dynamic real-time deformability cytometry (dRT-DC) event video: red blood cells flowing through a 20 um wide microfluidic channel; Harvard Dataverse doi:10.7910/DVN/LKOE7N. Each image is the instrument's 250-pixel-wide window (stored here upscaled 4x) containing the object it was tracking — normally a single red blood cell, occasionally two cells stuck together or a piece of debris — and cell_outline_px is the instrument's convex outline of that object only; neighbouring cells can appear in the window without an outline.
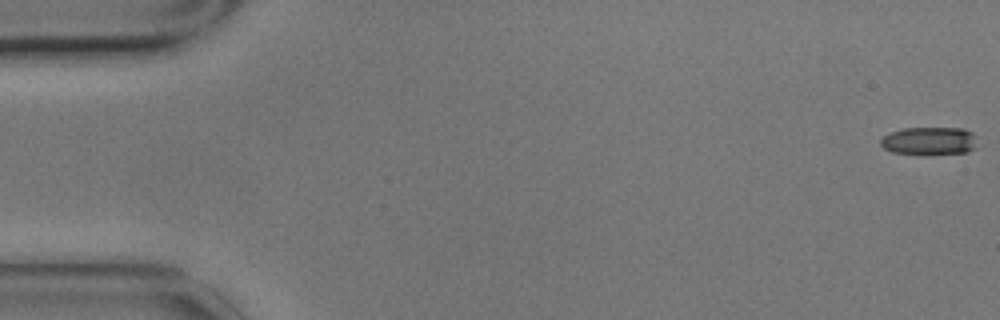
{"species": "common noctule bat (a hibernating species)", "species_latin": "Nyctalus noctula", "temperature_condition": "cold", "stored_images_in_passage": 6, "camera_frame_rate_fps": 3000, "um_per_image_px": 0.085, "animal": {"sex": "male", "body_mass_g": 17.9}, "frame": {"image": 1, "passage_image": 1, "time_ms": 0.0, "image_size_px": [1000, 320], "cell_outline_px": [[980, 144], [976, 148], [968, 152], [892, 152], [884, 148], [880, 144], [880, 140], [884, 136], [892, 132], [904, 128], [964, 128], [972, 132]], "centroid_in_image_um": [79.07, 11.94], "position_along_channel_um": 5.9, "area_um2": 15.26}}
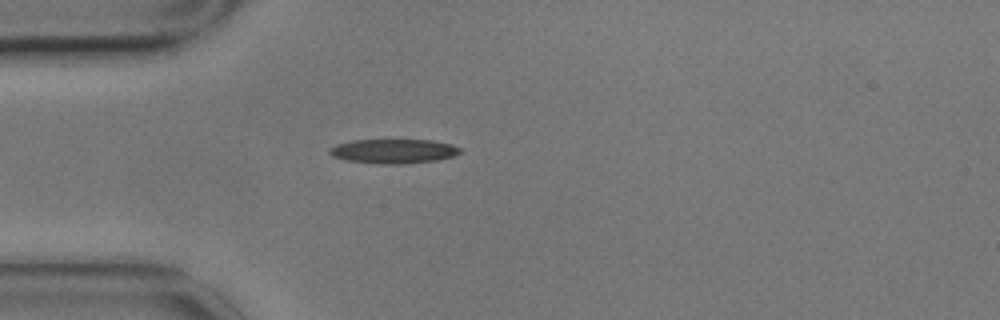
{"frame": {"image": 2, "passage_image": 5, "time_ms": 1.333, "image_size_px": [1000, 320], "cell_outline_px": [[464, 152], [452, 156], [436, 160], [404, 164], [380, 164], [344, 160], [332, 156], [328, 152], [328, 148], [336, 144], [352, 140], [432, 140], [452, 144], [464, 148]], "centroid_in_image_um": [33.47, 12.85], "position_along_channel_um": 51.5, "area_um2": 18.84}}